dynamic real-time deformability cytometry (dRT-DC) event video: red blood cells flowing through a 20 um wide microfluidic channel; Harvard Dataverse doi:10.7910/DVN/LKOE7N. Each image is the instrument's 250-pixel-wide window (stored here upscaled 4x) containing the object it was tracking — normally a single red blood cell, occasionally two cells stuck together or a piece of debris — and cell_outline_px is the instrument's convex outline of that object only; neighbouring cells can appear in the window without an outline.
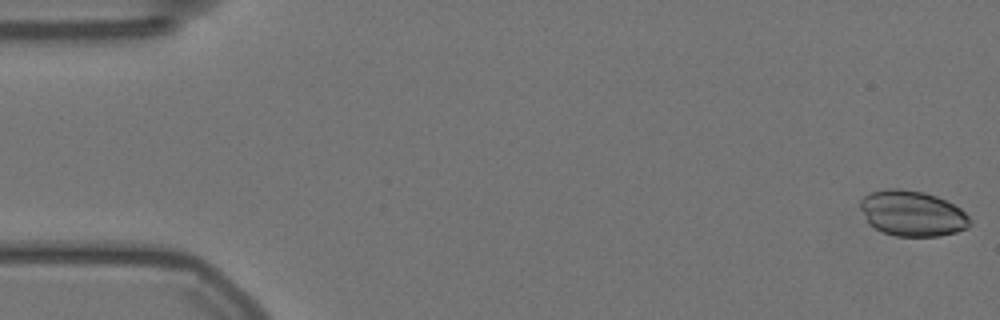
{"species": "Egyptian fruit bat (a non-hibernating species)", "species_latin": "Rousettus aegyptiacus", "temperature_condition": "warm", "stored_images_in_passage": 11, "camera_frame_rate_fps": 3000, "um_per_image_px": 0.085, "animal": {"sex": "female"}, "frame": {"image": 1, "passage_image": 1, "time_ms": 0.0, "image_size_px": [1000, 320], "cell_outline_px": [[968, 228], [956, 232], [940, 236], [896, 236], [884, 232], [868, 224], [860, 208], [860, 200], [868, 192], [888, 188], [900, 188], [924, 192], [936, 196], [960, 208], [968, 216]], "centroid_in_image_um": [77.5, 18.13], "position_along_channel_um": 7.5, "area_um2": 29.02}}